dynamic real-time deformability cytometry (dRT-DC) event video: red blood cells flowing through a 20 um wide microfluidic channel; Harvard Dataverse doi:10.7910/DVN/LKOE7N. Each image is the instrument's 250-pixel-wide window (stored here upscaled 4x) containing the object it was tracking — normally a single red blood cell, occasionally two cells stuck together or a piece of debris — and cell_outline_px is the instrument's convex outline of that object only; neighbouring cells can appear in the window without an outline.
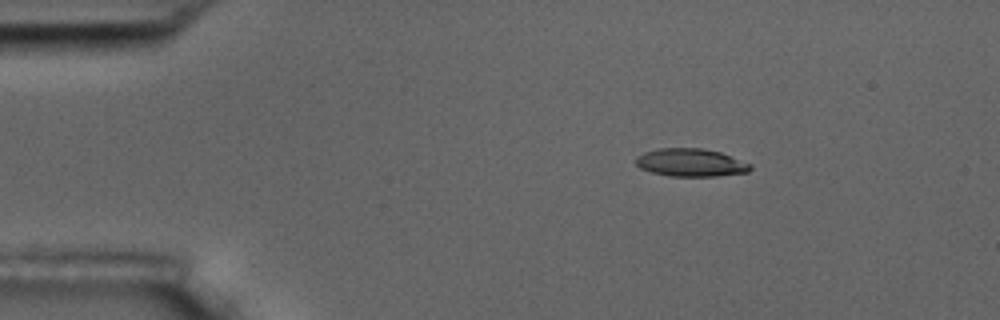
{"species": "common noctule bat (a hibernating species)", "species_latin": "Nyctalus noctula", "temperature_condition": "room temperature", "stored_images_in_passage": 3, "camera_frame_rate_fps": 3000, "um_per_image_px": 0.085, "animal": {"sex": "male", "body_mass_g": 17.5, "forearm_length_mm": 52.3}, "frame": {"image": 1, "passage_image": 1, "time_ms": 0.0, "image_size_px": [1000, 320], "cell_outline_px": [[752, 168], [748, 172], [716, 176], [668, 176], [652, 172], [640, 168], [636, 164], [636, 156], [644, 152], [656, 148], [704, 148], [720, 152], [752, 164]], "centroid_in_image_um": [58.71, 13.81], "position_along_channel_um": 26.3, "area_um2": 18.73}}